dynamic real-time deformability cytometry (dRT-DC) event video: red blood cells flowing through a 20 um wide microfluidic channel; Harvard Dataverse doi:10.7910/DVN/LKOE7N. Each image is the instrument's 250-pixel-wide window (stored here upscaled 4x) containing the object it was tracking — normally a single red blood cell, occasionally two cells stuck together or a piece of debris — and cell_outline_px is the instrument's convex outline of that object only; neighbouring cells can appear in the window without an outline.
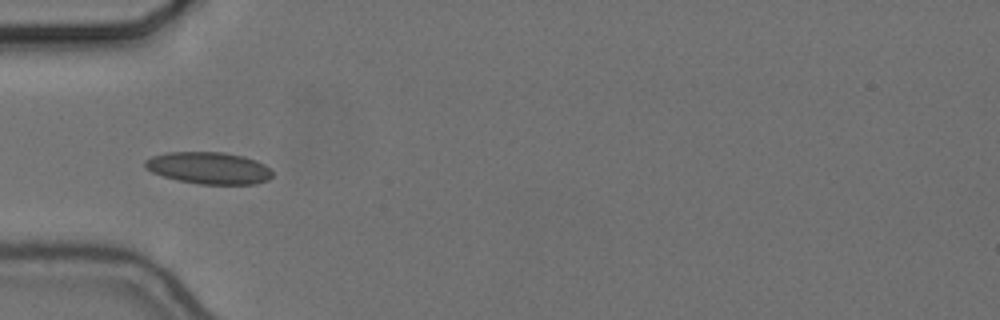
{"species": "common noctule bat (a hibernating species)", "species_latin": "Nyctalus noctula", "temperature_condition": "cold", "stored_images_in_passage": 10, "camera_frame_rate_fps": 3000, "um_per_image_px": 0.085, "animal": {"sex": "female", "body_mass_g": 24.6, "forearm_length_mm": 56.2}, "frame": {"image": 1, "passage_image": 4, "time_ms": 1.0, "image_size_px": [1000, 320], "cell_outline_px": [[272, 176], [268, 180], [256, 184], [200, 184], [176, 180], [152, 172], [144, 168], [144, 160], [152, 156], [168, 152], [224, 152], [244, 156], [256, 160], [264, 164], [272, 172]], "centroid_in_image_um": [17.74, 14.28], "position_along_channel_um": 67.3, "area_um2": 23.81}}
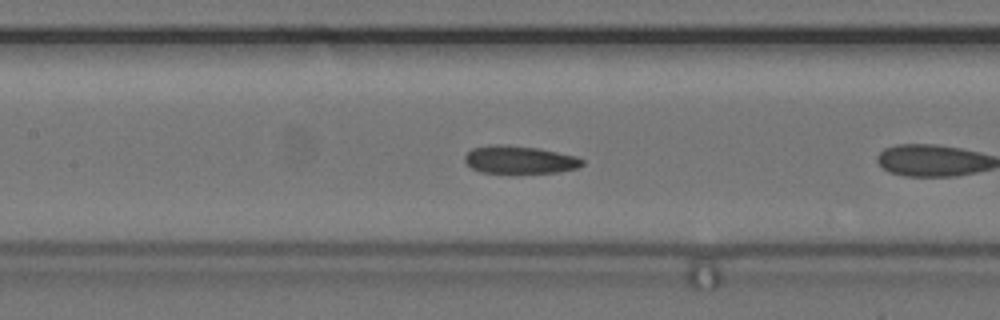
{"frame": {"image": 2, "passage_image": 9, "time_ms": 2.667, "image_size_px": [1000, 320], "cell_outline_px": [[584, 164], [576, 168], [560, 172], [480, 172], [472, 168], [464, 160], [464, 156], [472, 148], [496, 144], [508, 144], [540, 148], [576, 156], [584, 160]], "centroid_in_image_um": [44.17, 13.55], "position_along_channel_um": 163.2, "area_um2": 18.96}}